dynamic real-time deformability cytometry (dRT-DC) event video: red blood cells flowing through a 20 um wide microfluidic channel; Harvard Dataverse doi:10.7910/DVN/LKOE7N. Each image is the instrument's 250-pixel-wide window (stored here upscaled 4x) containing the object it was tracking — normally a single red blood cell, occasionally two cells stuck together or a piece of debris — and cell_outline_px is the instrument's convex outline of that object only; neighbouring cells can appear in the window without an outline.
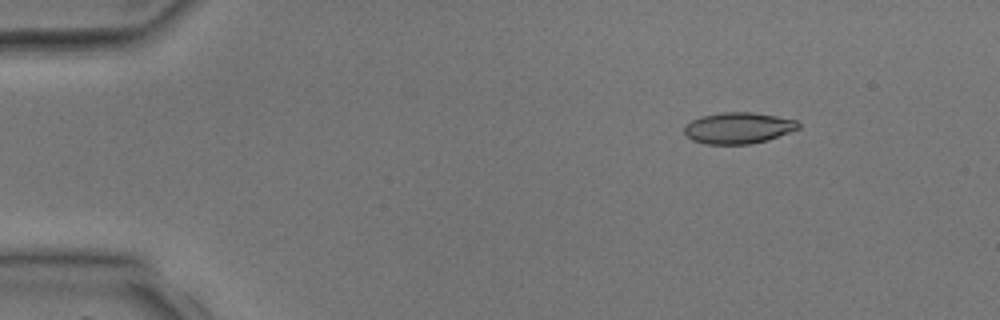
{"species": "common noctule bat (a hibernating species)", "species_latin": "Nyctalus noctula", "temperature_condition": "room temperature", "stored_images_in_passage": 4, "segment_of_instrument_passage": [1, 2], "camera_frame_rate_fps": 3000, "um_per_image_px": 0.085, "animal": {"sex": "male", "body_mass_g": 17.9, "forearm_length_mm": 54.2}, "frame": {"image": 1, "passage_image": 2, "time_ms": 1.0, "image_size_px": [1000, 320], "cell_outline_px": [[800, 128], [768, 140], [748, 144], [704, 144], [692, 140], [684, 132], [684, 124], [700, 116], [720, 112], [752, 112], [776, 116], [796, 120], [800, 124]], "centroid_in_image_um": [62.73, 10.87], "position_along_channel_um": 22.3, "area_um2": 20.87}}